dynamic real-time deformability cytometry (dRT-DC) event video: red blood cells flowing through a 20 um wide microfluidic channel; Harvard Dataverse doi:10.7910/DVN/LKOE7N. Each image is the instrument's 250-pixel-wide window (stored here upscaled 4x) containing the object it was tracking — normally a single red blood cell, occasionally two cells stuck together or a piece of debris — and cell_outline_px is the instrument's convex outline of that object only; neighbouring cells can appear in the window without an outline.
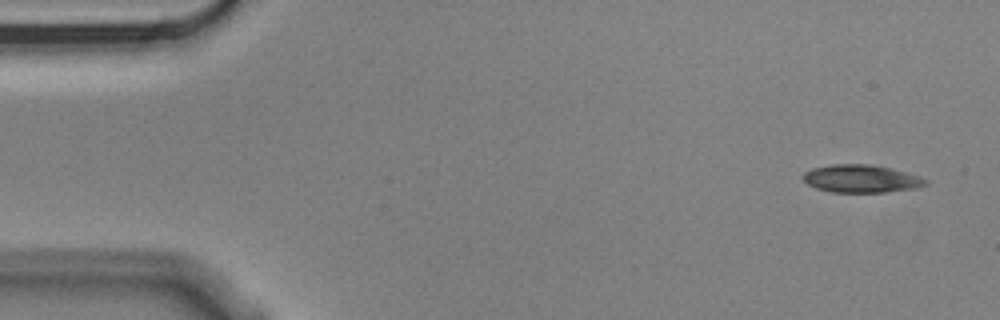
{"species": "Egyptian fruit bat (a non-hibernating species)", "species_latin": "Rousettus aegyptiacus", "temperature_condition": "cold", "stored_images_in_passage": 4, "camera_frame_rate_fps": 3000, "um_per_image_px": 0.085, "animal": {"sex": "male"}, "frame": {"image": 1, "passage_image": 1, "time_ms": 0.0, "image_size_px": [1000, 320], "cell_outline_px": [[928, 184], [916, 188], [884, 192], [832, 192], [816, 188], [808, 184], [800, 176], [804, 172], [812, 168], [832, 164], [868, 164], [888, 168], [920, 176], [928, 180]], "centroid_in_image_um": [73.17, 15.19], "position_along_channel_um": 11.8, "area_um2": 19.77}}